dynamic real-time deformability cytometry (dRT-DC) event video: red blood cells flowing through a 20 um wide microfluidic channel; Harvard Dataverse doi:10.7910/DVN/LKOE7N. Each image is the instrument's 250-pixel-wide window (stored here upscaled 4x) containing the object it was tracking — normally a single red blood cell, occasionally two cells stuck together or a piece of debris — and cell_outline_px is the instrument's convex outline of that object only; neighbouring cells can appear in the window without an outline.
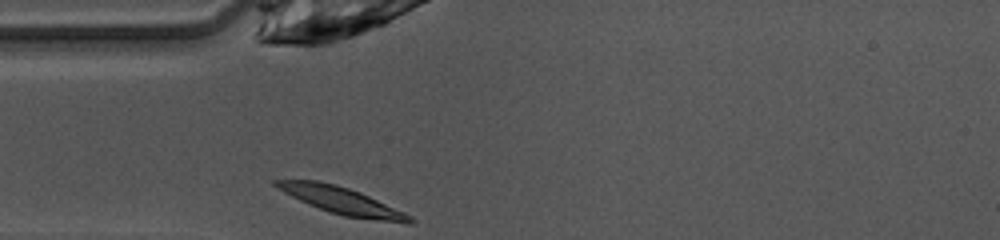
{"species": "common noctule bat (a hibernating species)", "species_latin": "Nyctalus noctula", "temperature_condition": "warm", "stored_images_in_passage": 26, "camera_frame_rate_fps": 3000, "um_per_image_px": 0.085, "animal": {"sex": "female", "body_mass_g": 10.0, "forearm_length_mm": 53.1}, "frame": {"image": 1, "passage_image": 1, "time_ms": 0.0, "image_size_px": [1000, 240], "cell_outline_px": [[416, 220], [412, 224], [408, 224], [344, 216], [308, 204], [276, 188], [272, 184], [272, 180], [316, 180], [336, 184], [360, 192], [404, 212], [412, 216]], "centroid_in_image_um": [29.07, 17.06], "position_along_channel_um": 55.9, "area_um2": 20.92}}
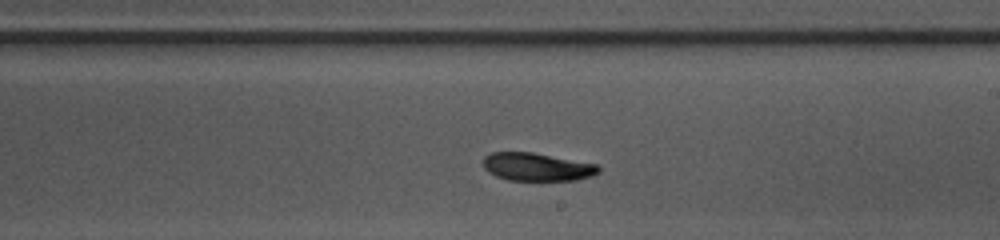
{"frame": {"image": 2, "passage_image": 15, "time_ms": 4.667, "image_size_px": [1000, 240], "cell_outline_px": [[600, 172], [592, 176], [576, 180], [508, 180], [496, 176], [488, 172], [484, 168], [484, 156], [492, 152], [532, 152], [596, 164], [600, 168]], "centroid_in_image_um": [45.64, 14.19], "position_along_channel_um": 243.4, "area_um2": 18.79}}
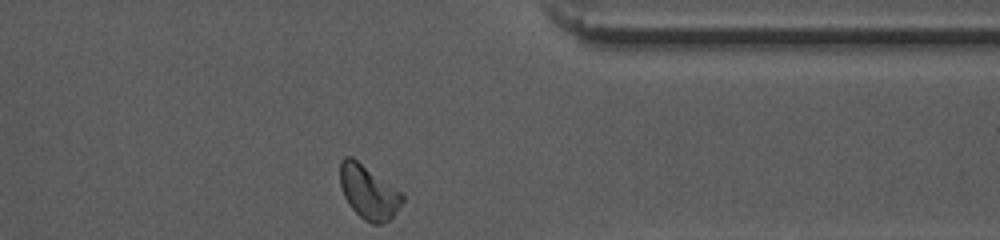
{"frame": {"image": 3, "passage_image": 26, "time_ms": 8.333, "image_size_px": [1000, 240], "cell_outline_px": [[404, 200], [396, 212], [384, 224], [372, 224], [364, 220], [348, 204], [344, 196], [340, 184], [340, 160], [344, 156], [352, 156], [400, 192], [404, 196]], "centroid_in_image_um": [31.3, 16.33], "position_along_channel_um": 380.1, "area_um2": 19.31}, "authors_computed_cell_mechanics": {"area_um2": 19.3052, "velocity_mm_per_s": 4.0457, "shape_relaxation_time_tau1_ms": 3.4094, "shape_relaxation_time_tau2_ms": null, "deformation_change_tau1": 0.1119, "deformation_change_tau2": null}}